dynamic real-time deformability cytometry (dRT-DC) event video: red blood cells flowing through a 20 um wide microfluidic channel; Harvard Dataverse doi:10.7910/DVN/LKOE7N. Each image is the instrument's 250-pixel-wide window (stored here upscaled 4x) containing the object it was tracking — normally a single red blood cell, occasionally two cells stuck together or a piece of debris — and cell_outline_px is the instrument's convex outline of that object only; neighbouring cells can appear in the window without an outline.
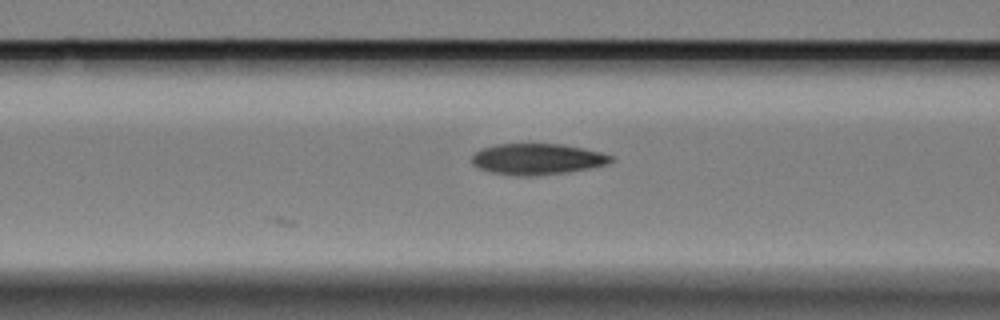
{"species": "Egyptian fruit bat (a non-hibernating species)", "species_latin": "Rousettus aegyptiacus", "temperature_condition": "cold", "stored_images_in_passage": 9, "camera_frame_rate_fps": 3000, "um_per_image_px": 0.085, "animal": {"sex": "female"}, "frame": {"image": 1, "passage_image": 9, "time_ms": 2.667, "image_size_px": [1000, 320], "cell_outline_px": [[616, 156], [608, 164], [568, 172], [540, 176], [516, 176], [492, 172], [480, 168], [472, 164], [472, 156], [480, 148], [496, 144], [564, 144], [584, 148]], "centroid_in_image_um": [45.68, 13.52], "position_along_channel_um": 120.9, "area_um2": 25.37}}